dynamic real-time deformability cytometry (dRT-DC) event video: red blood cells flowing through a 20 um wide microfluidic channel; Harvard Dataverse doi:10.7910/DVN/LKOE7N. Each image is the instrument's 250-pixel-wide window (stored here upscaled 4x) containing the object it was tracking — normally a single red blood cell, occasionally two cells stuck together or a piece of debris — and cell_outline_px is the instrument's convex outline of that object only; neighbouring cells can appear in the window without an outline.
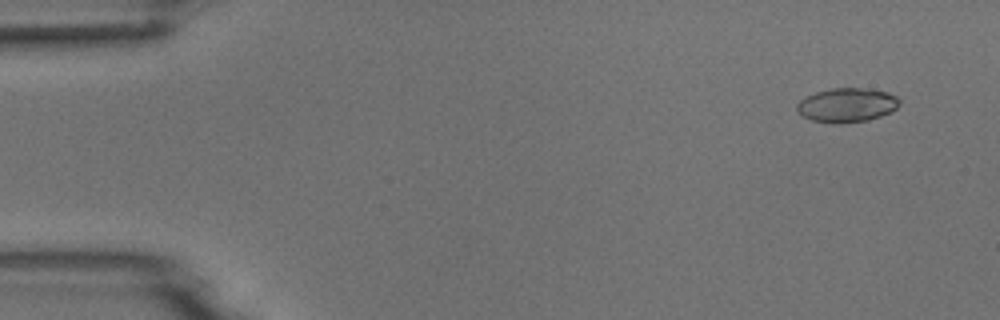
{"species": "common noctule bat (a hibernating species)", "species_latin": "Nyctalus noctula", "temperature_condition": "room temperature", "stored_images_in_passage": 5, "camera_frame_rate_fps": 3000, "um_per_image_px": 0.085, "animal": {"sex": "male", "body_mass_g": 18.8}, "frame": {"image": 1, "passage_image": 1, "time_ms": 0.0, "image_size_px": [1000, 320], "cell_outline_px": [[900, 104], [892, 112], [868, 120], [840, 124], [832, 124], [812, 120], [804, 116], [796, 108], [796, 104], [800, 100], [816, 92], [832, 88], [860, 88], [888, 92], [900, 96]], "centroid_in_image_um": [72.03, 8.94], "position_along_channel_um": 13.0, "area_um2": 20.52}}
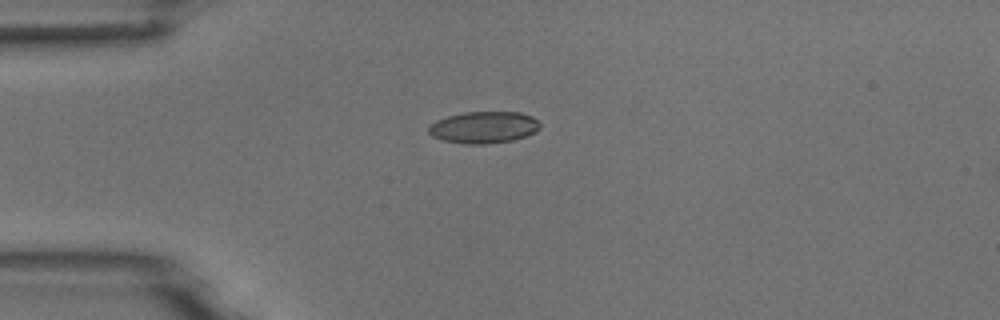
{"frame": {"image": 2, "passage_image": 4, "time_ms": 3.333, "image_size_px": [1000, 320], "cell_outline_px": [[540, 128], [536, 132], [512, 140], [488, 144], [464, 144], [444, 140], [432, 136], [428, 132], [428, 128], [436, 120], [448, 116], [464, 112], [520, 112], [532, 116], [540, 124]], "centroid_in_image_um": [41.12, 10.82], "position_along_channel_um": 43.9, "area_um2": 20.58}}